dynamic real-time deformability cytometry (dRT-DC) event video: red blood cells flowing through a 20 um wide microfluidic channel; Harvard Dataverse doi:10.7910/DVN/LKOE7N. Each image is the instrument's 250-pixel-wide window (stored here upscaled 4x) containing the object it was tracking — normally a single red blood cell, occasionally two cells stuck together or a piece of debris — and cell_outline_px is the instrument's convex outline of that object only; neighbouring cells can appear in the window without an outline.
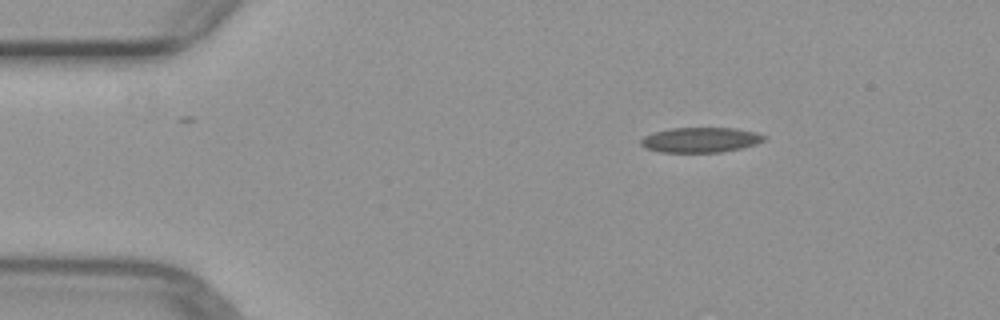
{"species": "common noctule bat (a hibernating species)", "species_latin": "Nyctalus noctula", "temperature_condition": "warm", "stored_images_in_passage": 2, "camera_frame_rate_fps": 3000, "um_per_image_px": 0.085, "animal": {"sex": "female", "body_mass_g": 29.2, "forearm_length_mm": 56.3}, "frame": {"image": 1, "passage_image": 1, "time_ms": 0.0, "image_size_px": [1000, 320], "cell_outline_px": [[768, 136], [764, 140], [756, 144], [740, 148], [720, 152], [660, 152], [644, 148], [640, 144], [640, 140], [644, 136], [652, 132], [672, 128], [736, 128], [756, 132]], "centroid_in_image_um": [59.53, 11.88], "position_along_channel_um": 25.5, "area_um2": 18.09}}